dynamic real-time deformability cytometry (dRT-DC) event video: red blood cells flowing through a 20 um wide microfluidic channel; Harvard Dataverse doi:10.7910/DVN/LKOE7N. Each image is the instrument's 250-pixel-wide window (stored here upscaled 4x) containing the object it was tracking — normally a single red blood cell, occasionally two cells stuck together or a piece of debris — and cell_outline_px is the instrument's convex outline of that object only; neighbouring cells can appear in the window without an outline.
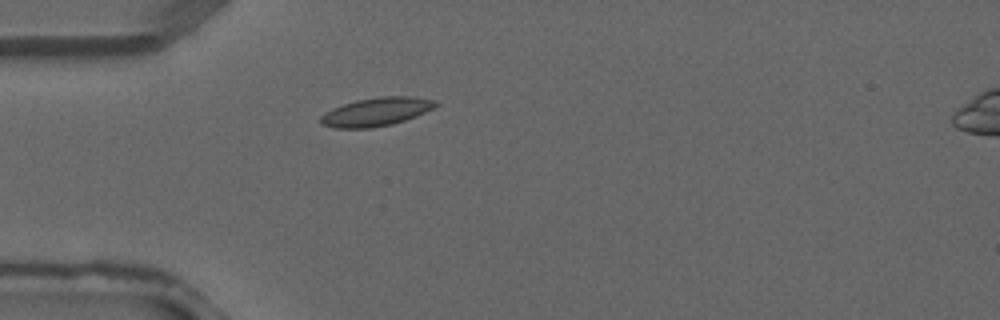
{"species": "common noctule bat (a hibernating species)", "species_latin": "Nyctalus noctula", "temperature_condition": "warm", "stored_images_in_passage": 1, "camera_frame_rate_fps": 3000, "um_per_image_px": 0.085, "animal": {"sex": "male", "forearm_length_mm": 52.5}, "frame": {"image": 1, "passage_image": 1, "time_ms": 0.0, "image_size_px": [1000, 320], "cell_outline_px": [[440, 104], [416, 116], [392, 124], [372, 128], [332, 128], [320, 124], [320, 116], [324, 112], [332, 108], [356, 100], [380, 96], [408, 96], [432, 100]], "centroid_in_image_um": [31.92, 9.51], "position_along_channel_um": 53.1, "area_um2": 19.02}}